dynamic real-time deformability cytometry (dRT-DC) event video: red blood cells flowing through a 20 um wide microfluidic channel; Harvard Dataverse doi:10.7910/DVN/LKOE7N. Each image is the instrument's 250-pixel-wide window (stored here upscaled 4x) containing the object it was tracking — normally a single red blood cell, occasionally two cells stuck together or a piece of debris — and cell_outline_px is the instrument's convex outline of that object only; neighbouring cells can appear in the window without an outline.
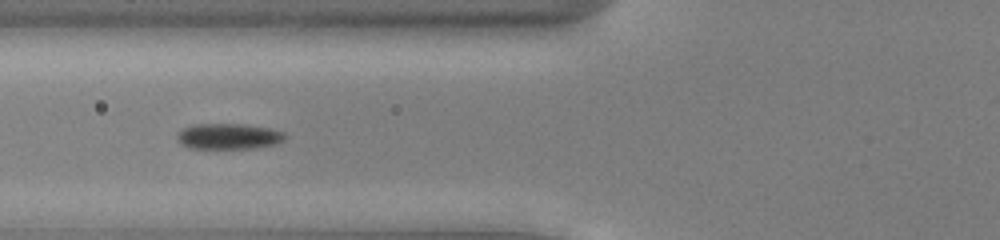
{"species": "common noctule bat (a hibernating species)", "species_latin": "Nyctalus noctula", "temperature_condition": "cold", "stored_images_in_passage": 33, "camera_frame_rate_fps": 3000, "um_per_image_px": 0.085, "animal": {"sex": "male", "body_mass_g": 13.0, "forearm_length_mm": 53.1}, "frame": {"image": 1, "passage_image": 6, "time_ms": 1.667, "image_size_px": [1000, 240], "cell_outline_px": [[288, 136], [284, 140], [272, 144], [252, 148], [188, 148], [180, 144], [176, 136], [184, 128], [192, 124], [248, 124], [268, 128], [284, 132]], "centroid_in_image_um": [19.42, 11.58], "position_along_channel_um": 106.4, "area_um2": 16.13}}
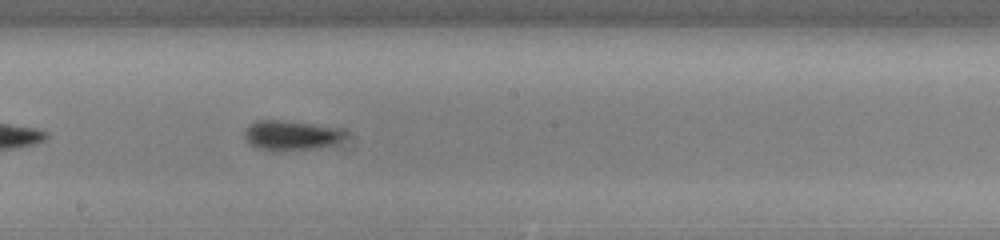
{"frame": {"image": 2, "passage_image": 15, "time_ms": 4.667, "image_size_px": [1000, 240], "cell_outline_px": [[348, 132], [340, 140], [332, 144], [316, 148], [276, 152], [272, 152], [256, 148], [248, 144], [244, 136], [244, 132], [248, 124], [256, 120], [284, 120], [340, 128]], "centroid_in_image_um": [24.67, 11.51], "position_along_channel_um": 223.5, "area_um2": 17.8}}
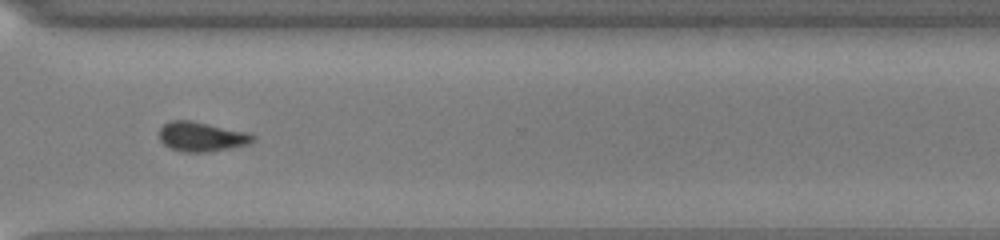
{"frame": {"image": 3, "passage_image": 25, "time_ms": 8.0, "image_size_px": [1000, 240], "cell_outline_px": [[256, 140], [248, 144], [208, 152], [184, 152], [172, 148], [164, 144], [160, 140], [160, 128], [168, 120], [192, 120], [252, 132], [256, 136]], "centroid_in_image_um": [17.19, 11.59], "position_along_channel_um": 353.4, "area_um2": 16.42}, "authors_computed_cell_mechanics": {"area_um2": 16.2996, "velocity_mm_per_s": 3.9032, "shape_relaxation_time_tau1_ms": 2.5564, "shape_relaxation_time_tau2_ms": null, "deformation_change_tau1": 0.0942, "deformation_change_tau2": null}}